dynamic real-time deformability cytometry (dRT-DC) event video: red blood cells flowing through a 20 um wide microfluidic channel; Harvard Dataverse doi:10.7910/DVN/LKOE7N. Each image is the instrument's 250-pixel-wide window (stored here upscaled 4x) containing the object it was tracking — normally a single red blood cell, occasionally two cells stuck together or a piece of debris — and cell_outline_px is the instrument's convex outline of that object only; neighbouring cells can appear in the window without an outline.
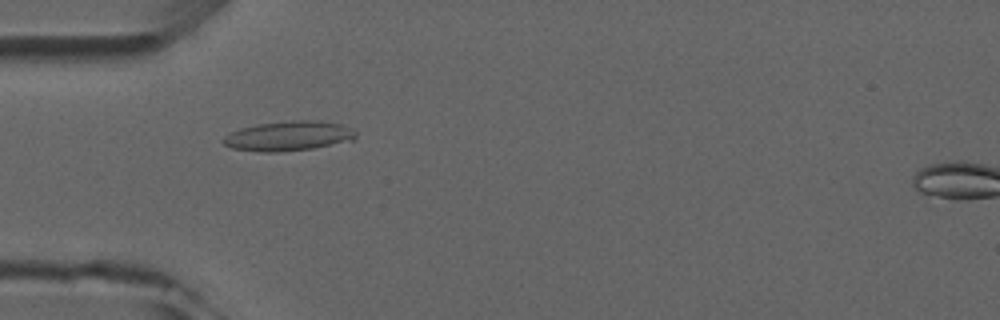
{"species": "common noctule bat (a hibernating species)", "species_latin": "Nyctalus noctula", "temperature_condition": "room temperature", "stored_images_in_passage": 4, "camera_frame_rate_fps": 3000, "um_per_image_px": 0.085, "animal": {"sex": "male", "forearm_length_mm": 52.5}, "frame": {"image": 1, "passage_image": 3, "time_ms": 2.0, "image_size_px": [1000, 320], "cell_outline_px": [[356, 136], [352, 140], [312, 148], [276, 152], [260, 152], [232, 148], [224, 144], [220, 140], [224, 136], [240, 128], [256, 124], [292, 120], [320, 120], [340, 124], [352, 128], [356, 132]], "centroid_in_image_um": [24.5, 11.55], "position_along_channel_um": 60.5, "area_um2": 22.95}}
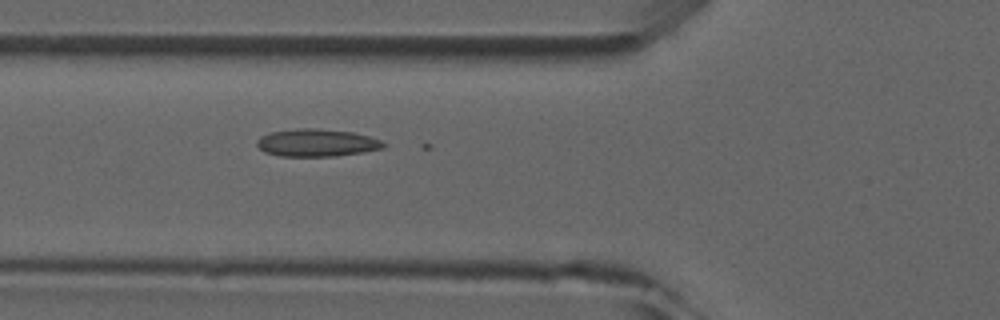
{"frame": {"image": 2, "passage_image": 4, "time_ms": 3.0, "image_size_px": [1000, 320], "cell_outline_px": [[388, 144], [384, 148], [364, 152], [336, 156], [280, 156], [264, 152], [256, 144], [256, 140], [260, 136], [272, 132], [296, 128], [316, 128], [352, 132], [368, 136], [380, 140]], "centroid_in_image_um": [26.93, 12.14], "position_along_channel_um": 98.9, "area_um2": 20.4}}